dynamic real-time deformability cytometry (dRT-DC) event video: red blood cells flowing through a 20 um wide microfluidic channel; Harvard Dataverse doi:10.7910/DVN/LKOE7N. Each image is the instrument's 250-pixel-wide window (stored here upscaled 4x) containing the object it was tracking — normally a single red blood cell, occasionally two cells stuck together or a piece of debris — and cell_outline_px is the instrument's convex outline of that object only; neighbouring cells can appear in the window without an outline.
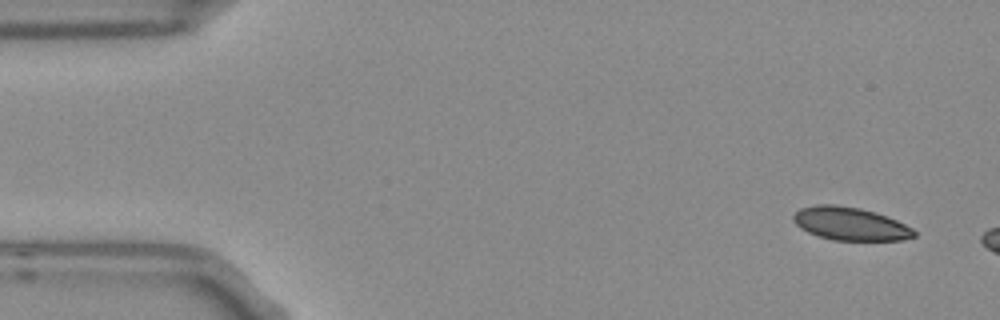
{"species": "Egyptian fruit bat (a non-hibernating species)", "species_latin": "Rousettus aegyptiacus", "temperature_condition": "room temperature", "stored_images_in_passage": 3, "camera_frame_rate_fps": 3000, "um_per_image_px": 0.085, "frame": {"image": 1, "passage_image": 1, "time_ms": 0.0, "image_size_px": [1000, 320], "cell_outline_px": [[916, 236], [900, 240], [832, 240], [808, 232], [800, 228], [792, 220], [792, 216], [800, 208], [816, 204], [836, 204], [860, 208], [876, 212], [896, 220], [912, 228], [916, 232]], "centroid_in_image_um": [72.25, 19.01], "position_along_channel_um": 12.8, "area_um2": 23.29}}